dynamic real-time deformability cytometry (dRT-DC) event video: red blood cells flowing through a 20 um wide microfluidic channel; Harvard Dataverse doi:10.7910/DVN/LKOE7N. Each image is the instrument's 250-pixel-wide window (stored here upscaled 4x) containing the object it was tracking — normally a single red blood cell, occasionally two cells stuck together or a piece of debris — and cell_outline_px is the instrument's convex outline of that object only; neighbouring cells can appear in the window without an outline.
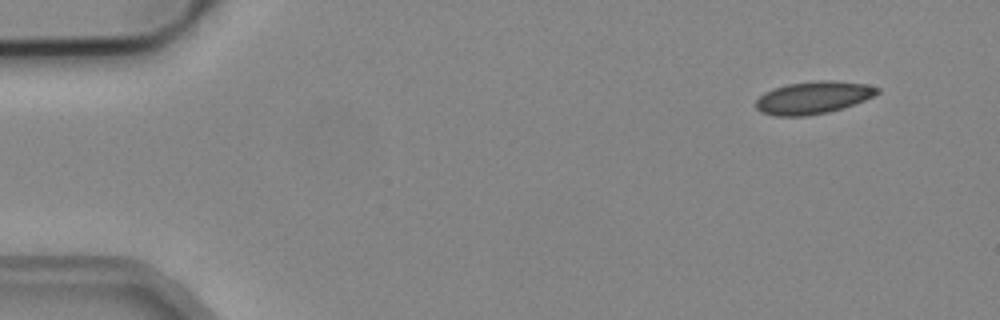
{"species": "common noctule bat (a hibernating species)", "species_latin": "Nyctalus noctula", "temperature_condition": "cold", "stored_images_in_passage": 3, "camera_frame_rate_fps": 3000, "um_per_image_px": 0.085, "animal": {"sex": "male", "body_mass_g": 19.2, "forearm_length_mm": 51.8}, "frame": {"image": 1, "passage_image": 1, "time_ms": 0.0, "image_size_px": [1000, 320], "cell_outline_px": [[880, 92], [864, 100], [828, 112], [808, 116], [776, 116], [760, 112], [756, 108], [756, 100], [764, 92], [772, 88], [788, 84], [816, 80], [832, 80], [864, 84], [880, 88]], "centroid_in_image_um": [69.07, 8.29], "position_along_channel_um": 15.9, "area_um2": 22.89}}